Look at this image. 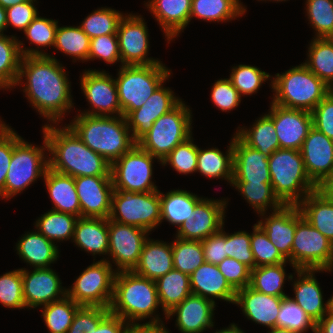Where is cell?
<instances>
[{
    "label": "cell",
    "instance_id": "cell-12",
    "mask_svg": "<svg viewBox=\"0 0 333 333\" xmlns=\"http://www.w3.org/2000/svg\"><path fill=\"white\" fill-rule=\"evenodd\" d=\"M107 259L94 261L82 271L71 288H66L67 296L81 306L110 308L116 271Z\"/></svg>",
    "mask_w": 333,
    "mask_h": 333
},
{
    "label": "cell",
    "instance_id": "cell-73",
    "mask_svg": "<svg viewBox=\"0 0 333 333\" xmlns=\"http://www.w3.org/2000/svg\"><path fill=\"white\" fill-rule=\"evenodd\" d=\"M321 188H333V174Z\"/></svg>",
    "mask_w": 333,
    "mask_h": 333
},
{
    "label": "cell",
    "instance_id": "cell-20",
    "mask_svg": "<svg viewBox=\"0 0 333 333\" xmlns=\"http://www.w3.org/2000/svg\"><path fill=\"white\" fill-rule=\"evenodd\" d=\"M269 110L267 115L274 122L280 148L300 150L313 127L311 112L285 108L272 102Z\"/></svg>",
    "mask_w": 333,
    "mask_h": 333
},
{
    "label": "cell",
    "instance_id": "cell-72",
    "mask_svg": "<svg viewBox=\"0 0 333 333\" xmlns=\"http://www.w3.org/2000/svg\"><path fill=\"white\" fill-rule=\"evenodd\" d=\"M327 312L333 314V296L330 297L327 301Z\"/></svg>",
    "mask_w": 333,
    "mask_h": 333
},
{
    "label": "cell",
    "instance_id": "cell-64",
    "mask_svg": "<svg viewBox=\"0 0 333 333\" xmlns=\"http://www.w3.org/2000/svg\"><path fill=\"white\" fill-rule=\"evenodd\" d=\"M223 229L201 241L205 262L218 265L227 258L226 232Z\"/></svg>",
    "mask_w": 333,
    "mask_h": 333
},
{
    "label": "cell",
    "instance_id": "cell-16",
    "mask_svg": "<svg viewBox=\"0 0 333 333\" xmlns=\"http://www.w3.org/2000/svg\"><path fill=\"white\" fill-rule=\"evenodd\" d=\"M81 89L88 100L91 110L82 114L93 116H121L117 87L114 77L99 70H87L81 75Z\"/></svg>",
    "mask_w": 333,
    "mask_h": 333
},
{
    "label": "cell",
    "instance_id": "cell-21",
    "mask_svg": "<svg viewBox=\"0 0 333 333\" xmlns=\"http://www.w3.org/2000/svg\"><path fill=\"white\" fill-rule=\"evenodd\" d=\"M81 217L109 218L113 183L111 176L75 177Z\"/></svg>",
    "mask_w": 333,
    "mask_h": 333
},
{
    "label": "cell",
    "instance_id": "cell-70",
    "mask_svg": "<svg viewBox=\"0 0 333 333\" xmlns=\"http://www.w3.org/2000/svg\"><path fill=\"white\" fill-rule=\"evenodd\" d=\"M26 1H30V0H0V5L7 9L11 6H14L16 4H21V3H24Z\"/></svg>",
    "mask_w": 333,
    "mask_h": 333
},
{
    "label": "cell",
    "instance_id": "cell-32",
    "mask_svg": "<svg viewBox=\"0 0 333 333\" xmlns=\"http://www.w3.org/2000/svg\"><path fill=\"white\" fill-rule=\"evenodd\" d=\"M297 206L302 216L333 243V197L318 188Z\"/></svg>",
    "mask_w": 333,
    "mask_h": 333
},
{
    "label": "cell",
    "instance_id": "cell-47",
    "mask_svg": "<svg viewBox=\"0 0 333 333\" xmlns=\"http://www.w3.org/2000/svg\"><path fill=\"white\" fill-rule=\"evenodd\" d=\"M80 307L67 295L43 306L42 317L49 333H67Z\"/></svg>",
    "mask_w": 333,
    "mask_h": 333
},
{
    "label": "cell",
    "instance_id": "cell-71",
    "mask_svg": "<svg viewBox=\"0 0 333 333\" xmlns=\"http://www.w3.org/2000/svg\"><path fill=\"white\" fill-rule=\"evenodd\" d=\"M268 333H295V332H292L285 328L274 327L271 328L270 331H268Z\"/></svg>",
    "mask_w": 333,
    "mask_h": 333
},
{
    "label": "cell",
    "instance_id": "cell-14",
    "mask_svg": "<svg viewBox=\"0 0 333 333\" xmlns=\"http://www.w3.org/2000/svg\"><path fill=\"white\" fill-rule=\"evenodd\" d=\"M149 231L108 219V256L117 266L116 272L132 271L139 262Z\"/></svg>",
    "mask_w": 333,
    "mask_h": 333
},
{
    "label": "cell",
    "instance_id": "cell-3",
    "mask_svg": "<svg viewBox=\"0 0 333 333\" xmlns=\"http://www.w3.org/2000/svg\"><path fill=\"white\" fill-rule=\"evenodd\" d=\"M71 121L68 126L83 143L110 164L136 144L123 115L93 116L79 113Z\"/></svg>",
    "mask_w": 333,
    "mask_h": 333
},
{
    "label": "cell",
    "instance_id": "cell-56",
    "mask_svg": "<svg viewBox=\"0 0 333 333\" xmlns=\"http://www.w3.org/2000/svg\"><path fill=\"white\" fill-rule=\"evenodd\" d=\"M11 126L0 119V198H4L6 175L12 159L14 146L22 139Z\"/></svg>",
    "mask_w": 333,
    "mask_h": 333
},
{
    "label": "cell",
    "instance_id": "cell-68",
    "mask_svg": "<svg viewBox=\"0 0 333 333\" xmlns=\"http://www.w3.org/2000/svg\"><path fill=\"white\" fill-rule=\"evenodd\" d=\"M7 29L6 9L0 5V36L5 35L4 30Z\"/></svg>",
    "mask_w": 333,
    "mask_h": 333
},
{
    "label": "cell",
    "instance_id": "cell-48",
    "mask_svg": "<svg viewBox=\"0 0 333 333\" xmlns=\"http://www.w3.org/2000/svg\"><path fill=\"white\" fill-rule=\"evenodd\" d=\"M175 238L172 241L174 269L190 276L205 262L202 242L199 240Z\"/></svg>",
    "mask_w": 333,
    "mask_h": 333
},
{
    "label": "cell",
    "instance_id": "cell-54",
    "mask_svg": "<svg viewBox=\"0 0 333 333\" xmlns=\"http://www.w3.org/2000/svg\"><path fill=\"white\" fill-rule=\"evenodd\" d=\"M190 136L178 144L162 161L161 165H170L179 174H191L197 170L198 146Z\"/></svg>",
    "mask_w": 333,
    "mask_h": 333
},
{
    "label": "cell",
    "instance_id": "cell-2",
    "mask_svg": "<svg viewBox=\"0 0 333 333\" xmlns=\"http://www.w3.org/2000/svg\"><path fill=\"white\" fill-rule=\"evenodd\" d=\"M45 124L43 135L48 142L49 168L72 177L111 176V164L86 146L65 124Z\"/></svg>",
    "mask_w": 333,
    "mask_h": 333
},
{
    "label": "cell",
    "instance_id": "cell-75",
    "mask_svg": "<svg viewBox=\"0 0 333 333\" xmlns=\"http://www.w3.org/2000/svg\"><path fill=\"white\" fill-rule=\"evenodd\" d=\"M67 333H83V332H78V331H74V330H68Z\"/></svg>",
    "mask_w": 333,
    "mask_h": 333
},
{
    "label": "cell",
    "instance_id": "cell-11",
    "mask_svg": "<svg viewBox=\"0 0 333 333\" xmlns=\"http://www.w3.org/2000/svg\"><path fill=\"white\" fill-rule=\"evenodd\" d=\"M108 219L151 232L161 220L159 190L145 193L113 190Z\"/></svg>",
    "mask_w": 333,
    "mask_h": 333
},
{
    "label": "cell",
    "instance_id": "cell-29",
    "mask_svg": "<svg viewBox=\"0 0 333 333\" xmlns=\"http://www.w3.org/2000/svg\"><path fill=\"white\" fill-rule=\"evenodd\" d=\"M331 272L332 270L297 269V278L293 280L295 297L292 299L317 323L327 313V302L324 303L323 292L315 272Z\"/></svg>",
    "mask_w": 333,
    "mask_h": 333
},
{
    "label": "cell",
    "instance_id": "cell-46",
    "mask_svg": "<svg viewBox=\"0 0 333 333\" xmlns=\"http://www.w3.org/2000/svg\"><path fill=\"white\" fill-rule=\"evenodd\" d=\"M231 185L258 214L266 213L268 207L275 211L284 205L275 195L271 182H232Z\"/></svg>",
    "mask_w": 333,
    "mask_h": 333
},
{
    "label": "cell",
    "instance_id": "cell-57",
    "mask_svg": "<svg viewBox=\"0 0 333 333\" xmlns=\"http://www.w3.org/2000/svg\"><path fill=\"white\" fill-rule=\"evenodd\" d=\"M92 59H102L110 65H113L116 62H121L117 34H107L92 38L88 60Z\"/></svg>",
    "mask_w": 333,
    "mask_h": 333
},
{
    "label": "cell",
    "instance_id": "cell-52",
    "mask_svg": "<svg viewBox=\"0 0 333 333\" xmlns=\"http://www.w3.org/2000/svg\"><path fill=\"white\" fill-rule=\"evenodd\" d=\"M250 246L255 259V267L289 262L258 224L253 226V233L250 234Z\"/></svg>",
    "mask_w": 333,
    "mask_h": 333
},
{
    "label": "cell",
    "instance_id": "cell-1",
    "mask_svg": "<svg viewBox=\"0 0 333 333\" xmlns=\"http://www.w3.org/2000/svg\"><path fill=\"white\" fill-rule=\"evenodd\" d=\"M18 85L24 88L33 108L51 124L63 121L65 113L74 108L71 82L64 66L53 55L22 57L15 86Z\"/></svg>",
    "mask_w": 333,
    "mask_h": 333
},
{
    "label": "cell",
    "instance_id": "cell-8",
    "mask_svg": "<svg viewBox=\"0 0 333 333\" xmlns=\"http://www.w3.org/2000/svg\"><path fill=\"white\" fill-rule=\"evenodd\" d=\"M181 101L167 114L160 116L136 144L162 161L178 144L192 136V112Z\"/></svg>",
    "mask_w": 333,
    "mask_h": 333
},
{
    "label": "cell",
    "instance_id": "cell-36",
    "mask_svg": "<svg viewBox=\"0 0 333 333\" xmlns=\"http://www.w3.org/2000/svg\"><path fill=\"white\" fill-rule=\"evenodd\" d=\"M226 155L218 148L201 149L198 147L197 170L209 179H224L231 185L233 179V138Z\"/></svg>",
    "mask_w": 333,
    "mask_h": 333
},
{
    "label": "cell",
    "instance_id": "cell-33",
    "mask_svg": "<svg viewBox=\"0 0 333 333\" xmlns=\"http://www.w3.org/2000/svg\"><path fill=\"white\" fill-rule=\"evenodd\" d=\"M72 240L93 256L108 255V218L79 217Z\"/></svg>",
    "mask_w": 333,
    "mask_h": 333
},
{
    "label": "cell",
    "instance_id": "cell-30",
    "mask_svg": "<svg viewBox=\"0 0 333 333\" xmlns=\"http://www.w3.org/2000/svg\"><path fill=\"white\" fill-rule=\"evenodd\" d=\"M173 269L172 242L148 238L143 245L139 262L132 271L156 281Z\"/></svg>",
    "mask_w": 333,
    "mask_h": 333
},
{
    "label": "cell",
    "instance_id": "cell-38",
    "mask_svg": "<svg viewBox=\"0 0 333 333\" xmlns=\"http://www.w3.org/2000/svg\"><path fill=\"white\" fill-rule=\"evenodd\" d=\"M155 282L165 317L169 311L192 294L189 275L175 269L161 276Z\"/></svg>",
    "mask_w": 333,
    "mask_h": 333
},
{
    "label": "cell",
    "instance_id": "cell-25",
    "mask_svg": "<svg viewBox=\"0 0 333 333\" xmlns=\"http://www.w3.org/2000/svg\"><path fill=\"white\" fill-rule=\"evenodd\" d=\"M271 213L269 216L266 213L259 214L262 220L258 221L257 224L265 231L269 240L290 264L296 231V205H283Z\"/></svg>",
    "mask_w": 333,
    "mask_h": 333
},
{
    "label": "cell",
    "instance_id": "cell-7",
    "mask_svg": "<svg viewBox=\"0 0 333 333\" xmlns=\"http://www.w3.org/2000/svg\"><path fill=\"white\" fill-rule=\"evenodd\" d=\"M115 79L122 115L140 108L171 75L163 63L122 65Z\"/></svg>",
    "mask_w": 333,
    "mask_h": 333
},
{
    "label": "cell",
    "instance_id": "cell-22",
    "mask_svg": "<svg viewBox=\"0 0 333 333\" xmlns=\"http://www.w3.org/2000/svg\"><path fill=\"white\" fill-rule=\"evenodd\" d=\"M174 95V92L162 83L140 108L125 117L135 142L151 129L160 116L170 112L182 101Z\"/></svg>",
    "mask_w": 333,
    "mask_h": 333
},
{
    "label": "cell",
    "instance_id": "cell-15",
    "mask_svg": "<svg viewBox=\"0 0 333 333\" xmlns=\"http://www.w3.org/2000/svg\"><path fill=\"white\" fill-rule=\"evenodd\" d=\"M141 15L127 14L120 20L117 36L122 65H151L162 63L149 58V34Z\"/></svg>",
    "mask_w": 333,
    "mask_h": 333
},
{
    "label": "cell",
    "instance_id": "cell-59",
    "mask_svg": "<svg viewBox=\"0 0 333 333\" xmlns=\"http://www.w3.org/2000/svg\"><path fill=\"white\" fill-rule=\"evenodd\" d=\"M211 90V101L221 111L229 112L241 102V96L229 78L217 80Z\"/></svg>",
    "mask_w": 333,
    "mask_h": 333
},
{
    "label": "cell",
    "instance_id": "cell-37",
    "mask_svg": "<svg viewBox=\"0 0 333 333\" xmlns=\"http://www.w3.org/2000/svg\"><path fill=\"white\" fill-rule=\"evenodd\" d=\"M247 129L238 127L235 133L246 145L270 156L280 148L273 120L265 113Z\"/></svg>",
    "mask_w": 333,
    "mask_h": 333
},
{
    "label": "cell",
    "instance_id": "cell-60",
    "mask_svg": "<svg viewBox=\"0 0 333 333\" xmlns=\"http://www.w3.org/2000/svg\"><path fill=\"white\" fill-rule=\"evenodd\" d=\"M217 266L235 291L250 284L251 269L236 259L227 257Z\"/></svg>",
    "mask_w": 333,
    "mask_h": 333
},
{
    "label": "cell",
    "instance_id": "cell-18",
    "mask_svg": "<svg viewBox=\"0 0 333 333\" xmlns=\"http://www.w3.org/2000/svg\"><path fill=\"white\" fill-rule=\"evenodd\" d=\"M299 151L308 177L321 188L333 174V139L312 127Z\"/></svg>",
    "mask_w": 333,
    "mask_h": 333
},
{
    "label": "cell",
    "instance_id": "cell-6",
    "mask_svg": "<svg viewBox=\"0 0 333 333\" xmlns=\"http://www.w3.org/2000/svg\"><path fill=\"white\" fill-rule=\"evenodd\" d=\"M271 185L284 205H298L318 187L308 177L299 150L282 149L268 157Z\"/></svg>",
    "mask_w": 333,
    "mask_h": 333
},
{
    "label": "cell",
    "instance_id": "cell-39",
    "mask_svg": "<svg viewBox=\"0 0 333 333\" xmlns=\"http://www.w3.org/2000/svg\"><path fill=\"white\" fill-rule=\"evenodd\" d=\"M245 12L240 0H192L190 21L195 17L207 22H228Z\"/></svg>",
    "mask_w": 333,
    "mask_h": 333
},
{
    "label": "cell",
    "instance_id": "cell-49",
    "mask_svg": "<svg viewBox=\"0 0 333 333\" xmlns=\"http://www.w3.org/2000/svg\"><path fill=\"white\" fill-rule=\"evenodd\" d=\"M276 327L285 328L295 333H305L309 329L312 333L316 331V323L289 296L282 299Z\"/></svg>",
    "mask_w": 333,
    "mask_h": 333
},
{
    "label": "cell",
    "instance_id": "cell-23",
    "mask_svg": "<svg viewBox=\"0 0 333 333\" xmlns=\"http://www.w3.org/2000/svg\"><path fill=\"white\" fill-rule=\"evenodd\" d=\"M216 303L191 294L167 313V319L176 315L175 325L181 333H202L213 328Z\"/></svg>",
    "mask_w": 333,
    "mask_h": 333
},
{
    "label": "cell",
    "instance_id": "cell-9",
    "mask_svg": "<svg viewBox=\"0 0 333 333\" xmlns=\"http://www.w3.org/2000/svg\"><path fill=\"white\" fill-rule=\"evenodd\" d=\"M290 265L295 271L333 270V243L302 216L297 205Z\"/></svg>",
    "mask_w": 333,
    "mask_h": 333
},
{
    "label": "cell",
    "instance_id": "cell-34",
    "mask_svg": "<svg viewBox=\"0 0 333 333\" xmlns=\"http://www.w3.org/2000/svg\"><path fill=\"white\" fill-rule=\"evenodd\" d=\"M19 258L34 268H48L59 258L57 243L54 244L37 230L25 233L16 243Z\"/></svg>",
    "mask_w": 333,
    "mask_h": 333
},
{
    "label": "cell",
    "instance_id": "cell-28",
    "mask_svg": "<svg viewBox=\"0 0 333 333\" xmlns=\"http://www.w3.org/2000/svg\"><path fill=\"white\" fill-rule=\"evenodd\" d=\"M189 279L192 294L213 302L216 298L234 304L236 291L226 281L217 265L204 262L189 276Z\"/></svg>",
    "mask_w": 333,
    "mask_h": 333
},
{
    "label": "cell",
    "instance_id": "cell-31",
    "mask_svg": "<svg viewBox=\"0 0 333 333\" xmlns=\"http://www.w3.org/2000/svg\"><path fill=\"white\" fill-rule=\"evenodd\" d=\"M43 180L54 204L51 210L81 217L74 177L56 172L48 167Z\"/></svg>",
    "mask_w": 333,
    "mask_h": 333
},
{
    "label": "cell",
    "instance_id": "cell-27",
    "mask_svg": "<svg viewBox=\"0 0 333 333\" xmlns=\"http://www.w3.org/2000/svg\"><path fill=\"white\" fill-rule=\"evenodd\" d=\"M192 0H149L144 3L167 38H176L190 22Z\"/></svg>",
    "mask_w": 333,
    "mask_h": 333
},
{
    "label": "cell",
    "instance_id": "cell-24",
    "mask_svg": "<svg viewBox=\"0 0 333 333\" xmlns=\"http://www.w3.org/2000/svg\"><path fill=\"white\" fill-rule=\"evenodd\" d=\"M232 182H271L268 156L246 145L236 134L233 136Z\"/></svg>",
    "mask_w": 333,
    "mask_h": 333
},
{
    "label": "cell",
    "instance_id": "cell-43",
    "mask_svg": "<svg viewBox=\"0 0 333 333\" xmlns=\"http://www.w3.org/2000/svg\"><path fill=\"white\" fill-rule=\"evenodd\" d=\"M78 218L73 214L49 210L38 217L35 228L55 244V241L72 240Z\"/></svg>",
    "mask_w": 333,
    "mask_h": 333
},
{
    "label": "cell",
    "instance_id": "cell-69",
    "mask_svg": "<svg viewBox=\"0 0 333 333\" xmlns=\"http://www.w3.org/2000/svg\"><path fill=\"white\" fill-rule=\"evenodd\" d=\"M214 333H246L243 330L240 329L235 323H232L229 325V327H226L224 329L216 330Z\"/></svg>",
    "mask_w": 333,
    "mask_h": 333
},
{
    "label": "cell",
    "instance_id": "cell-13",
    "mask_svg": "<svg viewBox=\"0 0 333 333\" xmlns=\"http://www.w3.org/2000/svg\"><path fill=\"white\" fill-rule=\"evenodd\" d=\"M154 159L161 162L135 144L111 164L110 173L114 190L138 193L158 190L152 182Z\"/></svg>",
    "mask_w": 333,
    "mask_h": 333
},
{
    "label": "cell",
    "instance_id": "cell-40",
    "mask_svg": "<svg viewBox=\"0 0 333 333\" xmlns=\"http://www.w3.org/2000/svg\"><path fill=\"white\" fill-rule=\"evenodd\" d=\"M58 21L39 16L26 27L23 31L26 38L30 40V44H35V49L32 47H24L21 40L19 42V50L24 56H48L49 54L40 50L39 47H52L55 43Z\"/></svg>",
    "mask_w": 333,
    "mask_h": 333
},
{
    "label": "cell",
    "instance_id": "cell-44",
    "mask_svg": "<svg viewBox=\"0 0 333 333\" xmlns=\"http://www.w3.org/2000/svg\"><path fill=\"white\" fill-rule=\"evenodd\" d=\"M10 36H0V89L3 90L15 87L22 59L17 37Z\"/></svg>",
    "mask_w": 333,
    "mask_h": 333
},
{
    "label": "cell",
    "instance_id": "cell-58",
    "mask_svg": "<svg viewBox=\"0 0 333 333\" xmlns=\"http://www.w3.org/2000/svg\"><path fill=\"white\" fill-rule=\"evenodd\" d=\"M227 257L234 258L245 264L251 270L255 268V259L250 246V233L237 231L233 234L226 233Z\"/></svg>",
    "mask_w": 333,
    "mask_h": 333
},
{
    "label": "cell",
    "instance_id": "cell-51",
    "mask_svg": "<svg viewBox=\"0 0 333 333\" xmlns=\"http://www.w3.org/2000/svg\"><path fill=\"white\" fill-rule=\"evenodd\" d=\"M306 14L315 31L314 38L333 35V0H306Z\"/></svg>",
    "mask_w": 333,
    "mask_h": 333
},
{
    "label": "cell",
    "instance_id": "cell-65",
    "mask_svg": "<svg viewBox=\"0 0 333 333\" xmlns=\"http://www.w3.org/2000/svg\"><path fill=\"white\" fill-rule=\"evenodd\" d=\"M128 323L109 312L99 323L97 329L87 333H126Z\"/></svg>",
    "mask_w": 333,
    "mask_h": 333
},
{
    "label": "cell",
    "instance_id": "cell-4",
    "mask_svg": "<svg viewBox=\"0 0 333 333\" xmlns=\"http://www.w3.org/2000/svg\"><path fill=\"white\" fill-rule=\"evenodd\" d=\"M161 308L156 282L133 271H119L114 277L113 298L110 312L128 324L147 318V322H161L155 314ZM154 313V314H153ZM154 315V316H152Z\"/></svg>",
    "mask_w": 333,
    "mask_h": 333
},
{
    "label": "cell",
    "instance_id": "cell-19",
    "mask_svg": "<svg viewBox=\"0 0 333 333\" xmlns=\"http://www.w3.org/2000/svg\"><path fill=\"white\" fill-rule=\"evenodd\" d=\"M23 297L26 308H36L60 300L67 295L58 274L52 268H21Z\"/></svg>",
    "mask_w": 333,
    "mask_h": 333
},
{
    "label": "cell",
    "instance_id": "cell-76",
    "mask_svg": "<svg viewBox=\"0 0 333 333\" xmlns=\"http://www.w3.org/2000/svg\"><path fill=\"white\" fill-rule=\"evenodd\" d=\"M258 1H259V0H258ZM261 1H265V2H266V1H268V0H261ZM269 1H277V2L281 1V2H282V1H287V0H269Z\"/></svg>",
    "mask_w": 333,
    "mask_h": 333
},
{
    "label": "cell",
    "instance_id": "cell-10",
    "mask_svg": "<svg viewBox=\"0 0 333 333\" xmlns=\"http://www.w3.org/2000/svg\"><path fill=\"white\" fill-rule=\"evenodd\" d=\"M43 139L42 147L41 145L39 147L29 144L23 138L14 146L6 175L4 199L13 198V196L27 189L38 178H44L49 167V161L47 155L48 142L44 135Z\"/></svg>",
    "mask_w": 333,
    "mask_h": 333
},
{
    "label": "cell",
    "instance_id": "cell-41",
    "mask_svg": "<svg viewBox=\"0 0 333 333\" xmlns=\"http://www.w3.org/2000/svg\"><path fill=\"white\" fill-rule=\"evenodd\" d=\"M307 54L303 64L333 89V39L313 38Z\"/></svg>",
    "mask_w": 333,
    "mask_h": 333
},
{
    "label": "cell",
    "instance_id": "cell-50",
    "mask_svg": "<svg viewBox=\"0 0 333 333\" xmlns=\"http://www.w3.org/2000/svg\"><path fill=\"white\" fill-rule=\"evenodd\" d=\"M124 17L120 11L101 7L89 14L81 23V29L92 39L101 35L117 34L120 20Z\"/></svg>",
    "mask_w": 333,
    "mask_h": 333
},
{
    "label": "cell",
    "instance_id": "cell-35",
    "mask_svg": "<svg viewBox=\"0 0 333 333\" xmlns=\"http://www.w3.org/2000/svg\"><path fill=\"white\" fill-rule=\"evenodd\" d=\"M161 220H166L170 224L179 227L194 211L195 206L203 199L189 191L177 189L163 194L159 190Z\"/></svg>",
    "mask_w": 333,
    "mask_h": 333
},
{
    "label": "cell",
    "instance_id": "cell-5",
    "mask_svg": "<svg viewBox=\"0 0 333 333\" xmlns=\"http://www.w3.org/2000/svg\"><path fill=\"white\" fill-rule=\"evenodd\" d=\"M270 87L275 92L272 103L309 112L332 90L303 63L292 66L285 73L275 74Z\"/></svg>",
    "mask_w": 333,
    "mask_h": 333
},
{
    "label": "cell",
    "instance_id": "cell-62",
    "mask_svg": "<svg viewBox=\"0 0 333 333\" xmlns=\"http://www.w3.org/2000/svg\"><path fill=\"white\" fill-rule=\"evenodd\" d=\"M315 129L333 139V89L311 111Z\"/></svg>",
    "mask_w": 333,
    "mask_h": 333
},
{
    "label": "cell",
    "instance_id": "cell-42",
    "mask_svg": "<svg viewBox=\"0 0 333 333\" xmlns=\"http://www.w3.org/2000/svg\"><path fill=\"white\" fill-rule=\"evenodd\" d=\"M286 263L264 265L251 270L249 286L254 290L276 297L288 296L283 292L285 280L293 279V275H286Z\"/></svg>",
    "mask_w": 333,
    "mask_h": 333
},
{
    "label": "cell",
    "instance_id": "cell-55",
    "mask_svg": "<svg viewBox=\"0 0 333 333\" xmlns=\"http://www.w3.org/2000/svg\"><path fill=\"white\" fill-rule=\"evenodd\" d=\"M0 303L7 308L25 309L21 269L0 276Z\"/></svg>",
    "mask_w": 333,
    "mask_h": 333
},
{
    "label": "cell",
    "instance_id": "cell-61",
    "mask_svg": "<svg viewBox=\"0 0 333 333\" xmlns=\"http://www.w3.org/2000/svg\"><path fill=\"white\" fill-rule=\"evenodd\" d=\"M110 312L109 308L100 306H81L68 330L78 332H91L92 329H97L100 321Z\"/></svg>",
    "mask_w": 333,
    "mask_h": 333
},
{
    "label": "cell",
    "instance_id": "cell-66",
    "mask_svg": "<svg viewBox=\"0 0 333 333\" xmlns=\"http://www.w3.org/2000/svg\"><path fill=\"white\" fill-rule=\"evenodd\" d=\"M126 333H169L165 328L163 321L161 322H146V323H130L128 324Z\"/></svg>",
    "mask_w": 333,
    "mask_h": 333
},
{
    "label": "cell",
    "instance_id": "cell-67",
    "mask_svg": "<svg viewBox=\"0 0 333 333\" xmlns=\"http://www.w3.org/2000/svg\"><path fill=\"white\" fill-rule=\"evenodd\" d=\"M315 333H333V314L326 313L317 323Z\"/></svg>",
    "mask_w": 333,
    "mask_h": 333
},
{
    "label": "cell",
    "instance_id": "cell-17",
    "mask_svg": "<svg viewBox=\"0 0 333 333\" xmlns=\"http://www.w3.org/2000/svg\"><path fill=\"white\" fill-rule=\"evenodd\" d=\"M227 203L226 199L203 198L177 229L175 237L203 241L205 238L220 232L225 225Z\"/></svg>",
    "mask_w": 333,
    "mask_h": 333
},
{
    "label": "cell",
    "instance_id": "cell-26",
    "mask_svg": "<svg viewBox=\"0 0 333 333\" xmlns=\"http://www.w3.org/2000/svg\"><path fill=\"white\" fill-rule=\"evenodd\" d=\"M282 299L258 292L248 285L236 291L234 304L241 307L247 319L271 329L276 327Z\"/></svg>",
    "mask_w": 333,
    "mask_h": 333
},
{
    "label": "cell",
    "instance_id": "cell-53",
    "mask_svg": "<svg viewBox=\"0 0 333 333\" xmlns=\"http://www.w3.org/2000/svg\"><path fill=\"white\" fill-rule=\"evenodd\" d=\"M270 77L273 76L256 66L239 64L232 67L229 79L242 97V95L257 93L263 82H266Z\"/></svg>",
    "mask_w": 333,
    "mask_h": 333
},
{
    "label": "cell",
    "instance_id": "cell-63",
    "mask_svg": "<svg viewBox=\"0 0 333 333\" xmlns=\"http://www.w3.org/2000/svg\"><path fill=\"white\" fill-rule=\"evenodd\" d=\"M36 1L30 0L7 8V28L11 25L15 29L24 31L39 14L38 9L34 5Z\"/></svg>",
    "mask_w": 333,
    "mask_h": 333
},
{
    "label": "cell",
    "instance_id": "cell-74",
    "mask_svg": "<svg viewBox=\"0 0 333 333\" xmlns=\"http://www.w3.org/2000/svg\"><path fill=\"white\" fill-rule=\"evenodd\" d=\"M326 194L333 197V188H321Z\"/></svg>",
    "mask_w": 333,
    "mask_h": 333
},
{
    "label": "cell",
    "instance_id": "cell-45",
    "mask_svg": "<svg viewBox=\"0 0 333 333\" xmlns=\"http://www.w3.org/2000/svg\"><path fill=\"white\" fill-rule=\"evenodd\" d=\"M91 39L80 26H57L53 48L75 60L88 61Z\"/></svg>",
    "mask_w": 333,
    "mask_h": 333
}]
</instances>
